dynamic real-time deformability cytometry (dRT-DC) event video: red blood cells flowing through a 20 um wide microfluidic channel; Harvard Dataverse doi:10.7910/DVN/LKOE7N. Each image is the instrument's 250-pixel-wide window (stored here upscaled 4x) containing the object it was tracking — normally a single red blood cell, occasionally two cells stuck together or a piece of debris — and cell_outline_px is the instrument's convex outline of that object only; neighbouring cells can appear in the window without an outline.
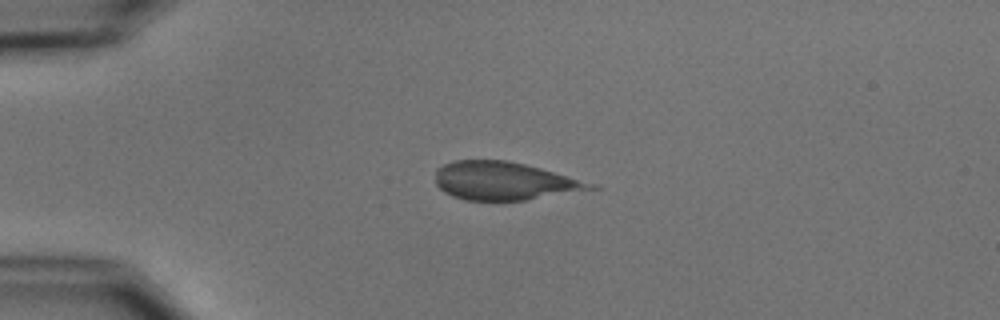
{"species": "common noctule bat (a hibernating species)", "species_latin": "Nyctalus noctula", "temperature_condition": "cold", "stored_images_in_passage": 4, "camera_frame_rate_fps": 3000, "um_per_image_px": 0.085, "animal": {"sex": "male", "body_mass_g": 15.6}, "frame": {"image": 1, "passage_image": 3, "time_ms": 2.333, "image_size_px": [1000, 320], "cell_outline_px": [[600, 188], [524, 200], [464, 200], [452, 196], [444, 192], [436, 184], [436, 168], [452, 160], [504, 160], [524, 164], [540, 168], [600, 184]], "centroid_in_image_um": [42.88, 15.38], "position_along_channel_um": 42.1, "area_um2": 34.51}}